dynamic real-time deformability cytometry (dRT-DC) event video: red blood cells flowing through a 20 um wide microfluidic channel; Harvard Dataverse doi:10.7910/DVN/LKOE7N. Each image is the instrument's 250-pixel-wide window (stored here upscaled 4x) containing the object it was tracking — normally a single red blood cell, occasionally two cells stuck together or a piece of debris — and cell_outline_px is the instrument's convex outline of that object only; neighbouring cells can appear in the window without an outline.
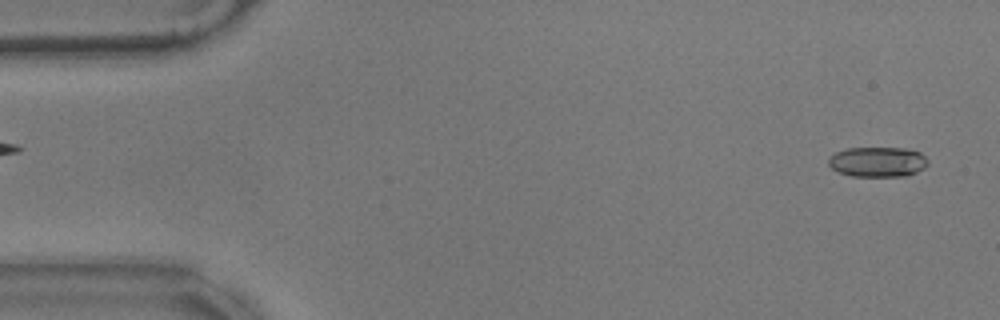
{"species": "common noctule bat (a hibernating species)", "species_latin": "Nyctalus noctula", "temperature_condition": "warm", "stored_images_in_passage": 56, "camera_frame_rate_fps": 3000, "um_per_image_px": 0.085, "animal": {"sex": "male", "body_mass_g": 17.9}, "frame": {"image": 1, "passage_image": 2, "time_ms": 0.333, "image_size_px": [1000, 320], "cell_outline_px": [[928, 164], [924, 168], [908, 176], [852, 176], [840, 172], [832, 168], [828, 164], [828, 156], [836, 152], [848, 148], [904, 148], [920, 152], [928, 160]], "centroid_in_image_um": [74.6, 13.76], "position_along_channel_um": 10.4, "area_um2": 17.46}}
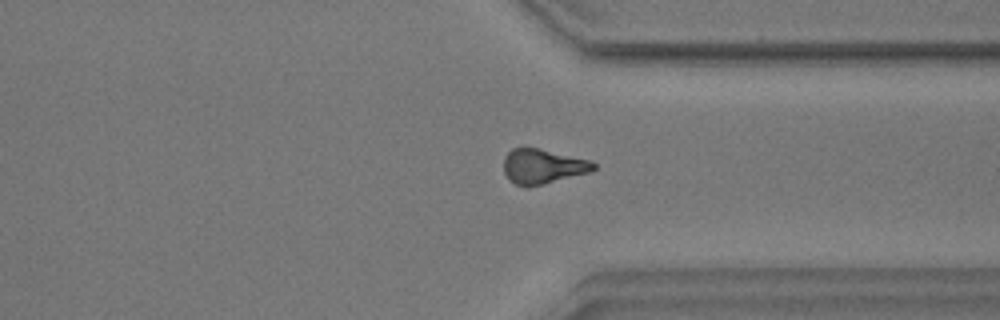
{"frame": {"image": 2, "passage_image": 42, "time_ms": 13.667, "image_size_px": [1000, 320], "cell_outline_px": [[596, 168], [588, 172], [544, 184], [528, 188], [516, 184], [508, 180], [504, 172], [504, 156], [512, 148], [540, 148], [592, 160], [596, 164]], "centroid_in_image_um": [46.12, 14.14], "position_along_channel_um": 365.3, "area_um2": 18.38}}
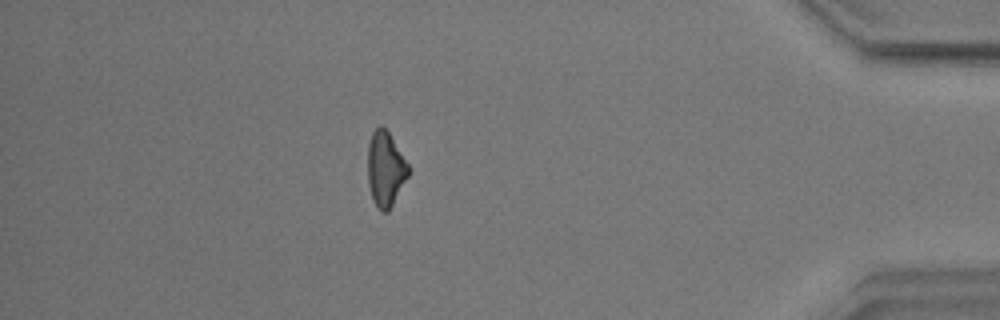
{"frame": {"image": 3, "passage_image": 49, "time_ms": 16.0, "image_size_px": [1000, 320], "cell_outline_px": [[408, 176], [388, 212], [384, 212], [372, 200], [368, 184], [368, 144], [372, 132], [380, 124], [388, 132], [408, 164]], "centroid_in_image_um": [32.74, 14.35], "position_along_channel_um": 402.5, "area_um2": 17.4}, "authors_computed_cell_mechanics": {"area_um2": 18.0914, "velocity_mm_per_s": 3.5444, "shape_relaxation_time_tau1_ms": null, "shape_relaxation_time_tau2_ms": 7.6242, "deformation_change_tau1": null, "deformation_change_tau2": 0.1914}}